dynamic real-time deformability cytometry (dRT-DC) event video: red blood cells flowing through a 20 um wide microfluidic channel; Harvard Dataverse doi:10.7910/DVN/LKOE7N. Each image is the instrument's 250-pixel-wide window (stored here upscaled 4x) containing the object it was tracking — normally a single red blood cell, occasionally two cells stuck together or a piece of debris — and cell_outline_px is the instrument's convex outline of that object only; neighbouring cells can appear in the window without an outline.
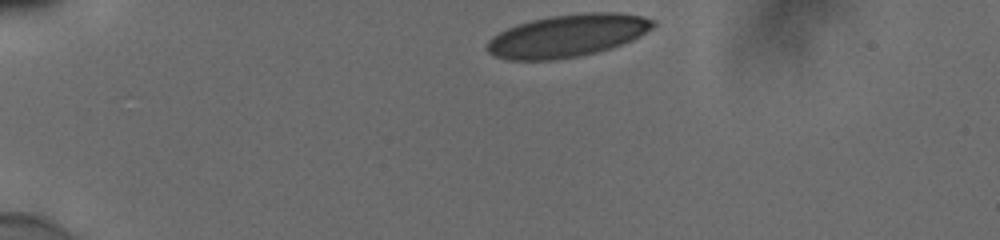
{"species": "human", "species_latin": "Homo sapiens", "temperature_condition": "cold", "stored_images_in_passage": 35, "camera_frame_rate_fps": 3000, "um_per_image_px": 0.085, "donor": {"sex": "male"}, "frame": {"image": 1, "passage_image": 1, "time_ms": 0.0, "image_size_px": [1000, 240], "cell_outline_px": [[656, 24], [652, 28], [640, 36], [632, 40], [596, 52], [580, 56], [556, 60], [508, 60], [496, 56], [488, 52], [484, 48], [488, 40], [492, 36], [516, 24], [548, 16], [588, 12], [620, 12], [640, 16], [652, 20]], "centroid_in_image_um": [48.19, 3.03], "position_along_channel_um": 36.8, "area_um2": 41.15}}
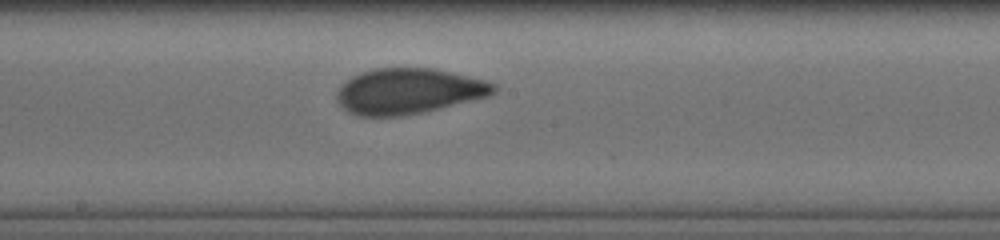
{"frame": {"image": 2, "passage_image": 20, "time_ms": 6.333, "image_size_px": [1000, 240], "cell_outline_px": [[496, 92], [488, 96], [424, 112], [400, 116], [360, 116], [348, 112], [336, 100], [336, 92], [340, 84], [352, 76], [360, 72], [376, 68], [432, 68], [468, 76], [484, 80], [496, 84]], "centroid_in_image_um": [34.68, 7.75], "position_along_channel_um": 213.5, "area_um2": 41.67}}
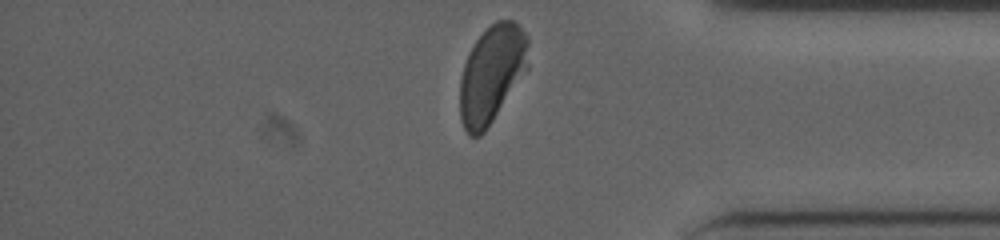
{"frame": {"image": 3, "passage_image": 35, "time_ms": 11.333, "image_size_px": [1000, 240], "cell_outline_px": [[528, 68], [484, 132], [480, 136], [468, 136], [460, 120], [460, 80], [464, 64], [468, 52], [476, 40], [496, 20], [516, 20], [528, 36]], "centroid_in_image_um": [41.8, 6.27], "position_along_channel_um": 393.4, "area_um2": 38.78}, "authors_computed_cell_mechanics": {"area_um2": 41.9628, "velocity_mm_per_s": 3.8451, "shape_relaxation_time_tau1_ms": 5.2143, "shape_relaxation_time_tau2_ms": 0.693, "deformation_change_tau1": 0.1445, "deformation_change_tau2": 0.0589}}